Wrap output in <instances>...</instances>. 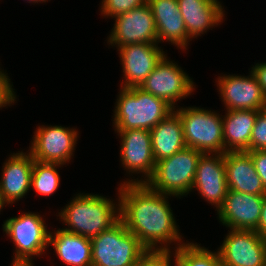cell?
I'll use <instances>...</instances> for the list:
<instances>
[{
  "label": "cell",
  "mask_w": 266,
  "mask_h": 266,
  "mask_svg": "<svg viewBox=\"0 0 266 266\" xmlns=\"http://www.w3.org/2000/svg\"><path fill=\"white\" fill-rule=\"evenodd\" d=\"M118 189L120 220L147 250L170 251L171 243H180L176 248L184 244L169 195L153 191L146 183H121Z\"/></svg>",
  "instance_id": "1"
},
{
  "label": "cell",
  "mask_w": 266,
  "mask_h": 266,
  "mask_svg": "<svg viewBox=\"0 0 266 266\" xmlns=\"http://www.w3.org/2000/svg\"><path fill=\"white\" fill-rule=\"evenodd\" d=\"M117 203L98 194L78 193L58 215L68 226L62 230L90 239L98 236L120 219Z\"/></svg>",
  "instance_id": "2"
},
{
  "label": "cell",
  "mask_w": 266,
  "mask_h": 266,
  "mask_svg": "<svg viewBox=\"0 0 266 266\" xmlns=\"http://www.w3.org/2000/svg\"><path fill=\"white\" fill-rule=\"evenodd\" d=\"M114 109L115 130L150 131L174 111L166 101L140 87L121 88Z\"/></svg>",
  "instance_id": "3"
},
{
  "label": "cell",
  "mask_w": 266,
  "mask_h": 266,
  "mask_svg": "<svg viewBox=\"0 0 266 266\" xmlns=\"http://www.w3.org/2000/svg\"><path fill=\"white\" fill-rule=\"evenodd\" d=\"M90 240L91 266H135L148 251L120 219Z\"/></svg>",
  "instance_id": "4"
},
{
  "label": "cell",
  "mask_w": 266,
  "mask_h": 266,
  "mask_svg": "<svg viewBox=\"0 0 266 266\" xmlns=\"http://www.w3.org/2000/svg\"><path fill=\"white\" fill-rule=\"evenodd\" d=\"M203 153L185 147L174 155L156 162L153 176L146 184L156 192L182 197L192 191L197 163Z\"/></svg>",
  "instance_id": "5"
},
{
  "label": "cell",
  "mask_w": 266,
  "mask_h": 266,
  "mask_svg": "<svg viewBox=\"0 0 266 266\" xmlns=\"http://www.w3.org/2000/svg\"><path fill=\"white\" fill-rule=\"evenodd\" d=\"M179 115L186 146L203 154H223L222 115L199 107L174 109Z\"/></svg>",
  "instance_id": "6"
},
{
  "label": "cell",
  "mask_w": 266,
  "mask_h": 266,
  "mask_svg": "<svg viewBox=\"0 0 266 266\" xmlns=\"http://www.w3.org/2000/svg\"><path fill=\"white\" fill-rule=\"evenodd\" d=\"M2 226L16 247L13 260L32 261V256L46 253L50 231L39 214L26 212L7 219Z\"/></svg>",
  "instance_id": "7"
},
{
  "label": "cell",
  "mask_w": 266,
  "mask_h": 266,
  "mask_svg": "<svg viewBox=\"0 0 266 266\" xmlns=\"http://www.w3.org/2000/svg\"><path fill=\"white\" fill-rule=\"evenodd\" d=\"M183 71L165 55L140 88L176 109V102L189 96L195 89L193 80Z\"/></svg>",
  "instance_id": "8"
},
{
  "label": "cell",
  "mask_w": 266,
  "mask_h": 266,
  "mask_svg": "<svg viewBox=\"0 0 266 266\" xmlns=\"http://www.w3.org/2000/svg\"><path fill=\"white\" fill-rule=\"evenodd\" d=\"M33 135L29 153L39 162L69 163L75 150L78 131L62 126L42 125Z\"/></svg>",
  "instance_id": "9"
},
{
  "label": "cell",
  "mask_w": 266,
  "mask_h": 266,
  "mask_svg": "<svg viewBox=\"0 0 266 266\" xmlns=\"http://www.w3.org/2000/svg\"><path fill=\"white\" fill-rule=\"evenodd\" d=\"M120 135V161L130 173H143L144 178L127 179L126 183H146L156 167L153 157L151 133L145 129L115 130Z\"/></svg>",
  "instance_id": "10"
},
{
  "label": "cell",
  "mask_w": 266,
  "mask_h": 266,
  "mask_svg": "<svg viewBox=\"0 0 266 266\" xmlns=\"http://www.w3.org/2000/svg\"><path fill=\"white\" fill-rule=\"evenodd\" d=\"M218 254L223 266H265L266 239L254 230L230 229Z\"/></svg>",
  "instance_id": "11"
},
{
  "label": "cell",
  "mask_w": 266,
  "mask_h": 266,
  "mask_svg": "<svg viewBox=\"0 0 266 266\" xmlns=\"http://www.w3.org/2000/svg\"><path fill=\"white\" fill-rule=\"evenodd\" d=\"M114 19V26L107 38L111 46L118 48L135 43H158L153 12L147 2Z\"/></svg>",
  "instance_id": "12"
},
{
  "label": "cell",
  "mask_w": 266,
  "mask_h": 266,
  "mask_svg": "<svg viewBox=\"0 0 266 266\" xmlns=\"http://www.w3.org/2000/svg\"><path fill=\"white\" fill-rule=\"evenodd\" d=\"M158 44L135 43L118 47L125 80L122 79L121 88L140 87L166 55Z\"/></svg>",
  "instance_id": "13"
},
{
  "label": "cell",
  "mask_w": 266,
  "mask_h": 266,
  "mask_svg": "<svg viewBox=\"0 0 266 266\" xmlns=\"http://www.w3.org/2000/svg\"><path fill=\"white\" fill-rule=\"evenodd\" d=\"M217 80L227 110L259 111L266 108V97L251 71L249 76L223 75Z\"/></svg>",
  "instance_id": "14"
},
{
  "label": "cell",
  "mask_w": 266,
  "mask_h": 266,
  "mask_svg": "<svg viewBox=\"0 0 266 266\" xmlns=\"http://www.w3.org/2000/svg\"><path fill=\"white\" fill-rule=\"evenodd\" d=\"M193 189L218 210L228 193L226 167L223 154H202L197 163Z\"/></svg>",
  "instance_id": "15"
},
{
  "label": "cell",
  "mask_w": 266,
  "mask_h": 266,
  "mask_svg": "<svg viewBox=\"0 0 266 266\" xmlns=\"http://www.w3.org/2000/svg\"><path fill=\"white\" fill-rule=\"evenodd\" d=\"M264 195L228 190L223 205L217 210L220 222L234 230H256Z\"/></svg>",
  "instance_id": "16"
},
{
  "label": "cell",
  "mask_w": 266,
  "mask_h": 266,
  "mask_svg": "<svg viewBox=\"0 0 266 266\" xmlns=\"http://www.w3.org/2000/svg\"><path fill=\"white\" fill-rule=\"evenodd\" d=\"M34 158L23 151L11 153L4 162L0 180V195L4 204H12L28 193L31 188V177Z\"/></svg>",
  "instance_id": "17"
},
{
  "label": "cell",
  "mask_w": 266,
  "mask_h": 266,
  "mask_svg": "<svg viewBox=\"0 0 266 266\" xmlns=\"http://www.w3.org/2000/svg\"><path fill=\"white\" fill-rule=\"evenodd\" d=\"M224 161L229 190L254 195L266 194L248 151L226 152Z\"/></svg>",
  "instance_id": "18"
},
{
  "label": "cell",
  "mask_w": 266,
  "mask_h": 266,
  "mask_svg": "<svg viewBox=\"0 0 266 266\" xmlns=\"http://www.w3.org/2000/svg\"><path fill=\"white\" fill-rule=\"evenodd\" d=\"M157 28V42L168 41L187 49L189 39L177 0H147Z\"/></svg>",
  "instance_id": "19"
},
{
  "label": "cell",
  "mask_w": 266,
  "mask_h": 266,
  "mask_svg": "<svg viewBox=\"0 0 266 266\" xmlns=\"http://www.w3.org/2000/svg\"><path fill=\"white\" fill-rule=\"evenodd\" d=\"M188 39L197 38L211 27L220 25L224 8L218 0H177Z\"/></svg>",
  "instance_id": "20"
},
{
  "label": "cell",
  "mask_w": 266,
  "mask_h": 266,
  "mask_svg": "<svg viewBox=\"0 0 266 266\" xmlns=\"http://www.w3.org/2000/svg\"><path fill=\"white\" fill-rule=\"evenodd\" d=\"M222 117L224 153L250 151V138L257 110H226Z\"/></svg>",
  "instance_id": "21"
},
{
  "label": "cell",
  "mask_w": 266,
  "mask_h": 266,
  "mask_svg": "<svg viewBox=\"0 0 266 266\" xmlns=\"http://www.w3.org/2000/svg\"><path fill=\"white\" fill-rule=\"evenodd\" d=\"M52 245L58 258L68 266H91L92 243L90 238L67 232L62 229L49 234V246Z\"/></svg>",
  "instance_id": "22"
},
{
  "label": "cell",
  "mask_w": 266,
  "mask_h": 266,
  "mask_svg": "<svg viewBox=\"0 0 266 266\" xmlns=\"http://www.w3.org/2000/svg\"><path fill=\"white\" fill-rule=\"evenodd\" d=\"M155 162L174 155L186 146L179 115L173 111L150 130Z\"/></svg>",
  "instance_id": "23"
},
{
  "label": "cell",
  "mask_w": 266,
  "mask_h": 266,
  "mask_svg": "<svg viewBox=\"0 0 266 266\" xmlns=\"http://www.w3.org/2000/svg\"><path fill=\"white\" fill-rule=\"evenodd\" d=\"M173 259L176 266H223L218 251L211 252L200 244L185 243L176 248Z\"/></svg>",
  "instance_id": "24"
},
{
  "label": "cell",
  "mask_w": 266,
  "mask_h": 266,
  "mask_svg": "<svg viewBox=\"0 0 266 266\" xmlns=\"http://www.w3.org/2000/svg\"><path fill=\"white\" fill-rule=\"evenodd\" d=\"M59 163H43L34 160L31 177V187L39 195L51 196L56 192L60 184V176L57 171Z\"/></svg>",
  "instance_id": "25"
},
{
  "label": "cell",
  "mask_w": 266,
  "mask_h": 266,
  "mask_svg": "<svg viewBox=\"0 0 266 266\" xmlns=\"http://www.w3.org/2000/svg\"><path fill=\"white\" fill-rule=\"evenodd\" d=\"M147 0H102L101 14L114 18L132 9L144 5Z\"/></svg>",
  "instance_id": "26"
},
{
  "label": "cell",
  "mask_w": 266,
  "mask_h": 266,
  "mask_svg": "<svg viewBox=\"0 0 266 266\" xmlns=\"http://www.w3.org/2000/svg\"><path fill=\"white\" fill-rule=\"evenodd\" d=\"M266 150V108L259 110L250 138V151Z\"/></svg>",
  "instance_id": "27"
},
{
  "label": "cell",
  "mask_w": 266,
  "mask_h": 266,
  "mask_svg": "<svg viewBox=\"0 0 266 266\" xmlns=\"http://www.w3.org/2000/svg\"><path fill=\"white\" fill-rule=\"evenodd\" d=\"M172 254V255H171ZM171 251H150L148 250L135 266H171ZM176 266V262L174 263Z\"/></svg>",
  "instance_id": "28"
},
{
  "label": "cell",
  "mask_w": 266,
  "mask_h": 266,
  "mask_svg": "<svg viewBox=\"0 0 266 266\" xmlns=\"http://www.w3.org/2000/svg\"><path fill=\"white\" fill-rule=\"evenodd\" d=\"M7 74L0 68V108L11 106L16 101V95Z\"/></svg>",
  "instance_id": "29"
},
{
  "label": "cell",
  "mask_w": 266,
  "mask_h": 266,
  "mask_svg": "<svg viewBox=\"0 0 266 266\" xmlns=\"http://www.w3.org/2000/svg\"><path fill=\"white\" fill-rule=\"evenodd\" d=\"M255 170L266 189V150L249 151Z\"/></svg>",
  "instance_id": "30"
},
{
  "label": "cell",
  "mask_w": 266,
  "mask_h": 266,
  "mask_svg": "<svg viewBox=\"0 0 266 266\" xmlns=\"http://www.w3.org/2000/svg\"><path fill=\"white\" fill-rule=\"evenodd\" d=\"M251 72L255 76L256 81L266 97V63H257L255 66L253 65Z\"/></svg>",
  "instance_id": "31"
},
{
  "label": "cell",
  "mask_w": 266,
  "mask_h": 266,
  "mask_svg": "<svg viewBox=\"0 0 266 266\" xmlns=\"http://www.w3.org/2000/svg\"><path fill=\"white\" fill-rule=\"evenodd\" d=\"M260 236L266 239V194L263 197L261 215L258 221L257 229L255 230Z\"/></svg>",
  "instance_id": "32"
},
{
  "label": "cell",
  "mask_w": 266,
  "mask_h": 266,
  "mask_svg": "<svg viewBox=\"0 0 266 266\" xmlns=\"http://www.w3.org/2000/svg\"><path fill=\"white\" fill-rule=\"evenodd\" d=\"M12 266H33L34 263L32 261H23V260H13Z\"/></svg>",
  "instance_id": "33"
},
{
  "label": "cell",
  "mask_w": 266,
  "mask_h": 266,
  "mask_svg": "<svg viewBox=\"0 0 266 266\" xmlns=\"http://www.w3.org/2000/svg\"><path fill=\"white\" fill-rule=\"evenodd\" d=\"M4 205L5 204L3 203L1 195H0V211H1V209H3Z\"/></svg>",
  "instance_id": "34"
},
{
  "label": "cell",
  "mask_w": 266,
  "mask_h": 266,
  "mask_svg": "<svg viewBox=\"0 0 266 266\" xmlns=\"http://www.w3.org/2000/svg\"><path fill=\"white\" fill-rule=\"evenodd\" d=\"M46 1H47V0H34V4H35V3H38V2L41 3V2H46Z\"/></svg>",
  "instance_id": "35"
}]
</instances>
